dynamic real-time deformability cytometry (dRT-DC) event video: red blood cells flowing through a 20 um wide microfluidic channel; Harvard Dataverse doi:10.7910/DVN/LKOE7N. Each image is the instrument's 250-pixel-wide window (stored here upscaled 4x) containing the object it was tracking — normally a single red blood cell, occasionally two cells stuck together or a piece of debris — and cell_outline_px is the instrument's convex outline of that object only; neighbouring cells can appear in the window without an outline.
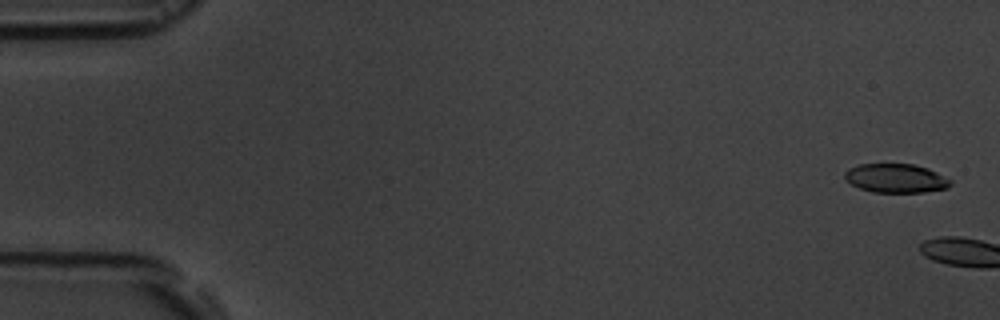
{"species": "common noctule bat (a hibernating species)", "species_latin": "Nyctalus noctula", "temperature_condition": "room temperature", "stored_images_in_passage": 2, "camera_frame_rate_fps": 3000, "um_per_image_px": 0.085, "animal": {"sex": "male", "body_mass_g": 19.5, "forearm_length_mm": 54.6}, "frame": {"image": 1, "passage_image": 1, "time_ms": 0.0, "image_size_px": [1000, 320], "cell_outline_px": [[952, 184], [948, 188], [924, 192], [872, 192], [860, 188], [844, 180], [844, 172], [848, 168], [860, 164], [912, 164], [928, 168], [952, 180]], "centroid_in_image_um": [76.14, 15.15], "position_along_channel_um": 8.9, "area_um2": 17.92}}